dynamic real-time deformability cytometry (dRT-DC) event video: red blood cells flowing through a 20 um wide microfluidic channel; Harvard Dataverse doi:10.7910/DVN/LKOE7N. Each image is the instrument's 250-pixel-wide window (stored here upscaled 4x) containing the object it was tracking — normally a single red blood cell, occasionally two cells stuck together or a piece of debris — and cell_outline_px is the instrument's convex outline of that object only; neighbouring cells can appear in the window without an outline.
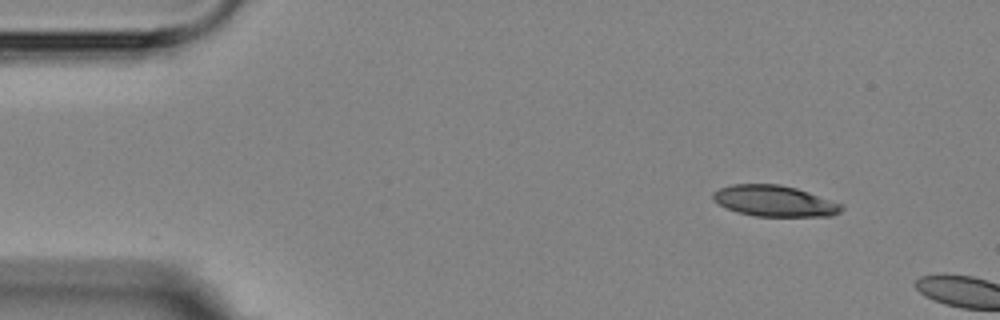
{"species": "Egyptian fruit bat (a non-hibernating species)", "species_latin": "Rousettus aegyptiacus", "temperature_condition": "room temperature", "stored_images_in_passage": 2, "camera_frame_rate_fps": 3000, "um_per_image_px": 0.085, "animal": {"sex": "female"}, "frame": {"image": 1, "passage_image": 1, "time_ms": 0.0, "image_size_px": [1000, 320], "cell_outline_px": [[844, 208], [840, 212], [832, 216], [756, 216], [736, 212], [724, 208], [712, 200], [712, 192], [720, 188], [732, 184], [780, 184], [796, 188], [844, 204]], "centroid_in_image_um": [65.81, 17.08], "position_along_channel_um": 19.2, "area_um2": 23.47}}